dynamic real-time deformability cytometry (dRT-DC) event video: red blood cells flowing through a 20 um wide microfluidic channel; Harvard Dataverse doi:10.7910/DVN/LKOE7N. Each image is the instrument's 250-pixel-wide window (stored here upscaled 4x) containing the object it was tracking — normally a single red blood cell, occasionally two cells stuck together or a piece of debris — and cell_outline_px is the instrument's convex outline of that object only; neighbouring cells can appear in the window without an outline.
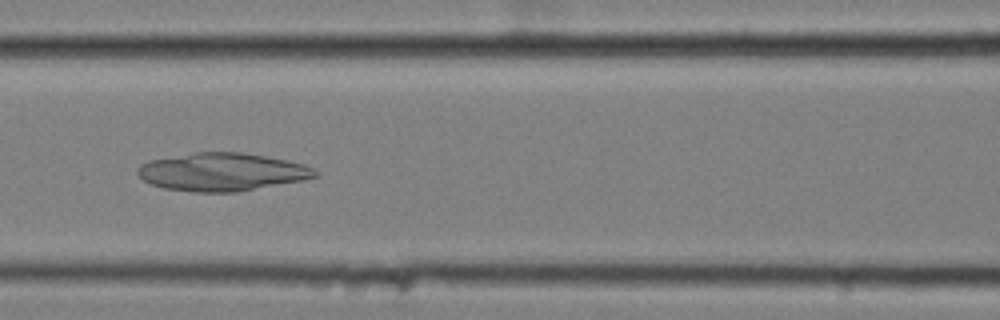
{"species": "common noctule bat (a hibernating species)", "species_latin": "Nyctalus noctula", "temperature_condition": "cold", "stored_images_in_passage": 48, "camera_frame_rate_fps": 3000, "um_per_image_px": 0.085, "animal": {"sex": "female", "body_mass_g": 25.1}, "frame": {"image": 1, "passage_image": 17, "time_ms": 5.333, "image_size_px": [1000, 320], "cell_outline_px": [[320, 176], [304, 180], [236, 192], [192, 192], [164, 188], [152, 184], [144, 180], [136, 172], [136, 168], [140, 164], [152, 160], [196, 152], [244, 152], [304, 164], [320, 172]], "centroid_in_image_um": [18.9, 14.62], "position_along_channel_um": 147.7, "area_um2": 39.19}}
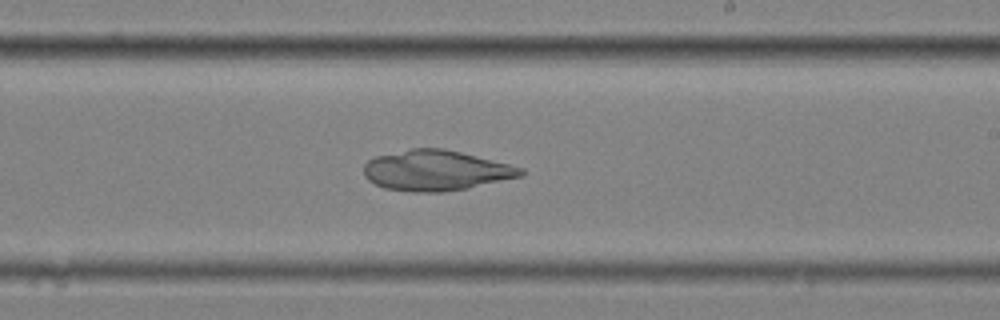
{"frame": {"image": 2, "passage_image": 26, "time_ms": 8.333, "image_size_px": [1000, 320], "cell_outline_px": [[524, 176], [468, 188], [444, 192], [412, 192], [384, 188], [368, 180], [364, 176], [364, 164], [368, 160], [376, 156], [412, 148], [444, 148], [524, 168]], "centroid_in_image_um": [37.05, 14.5], "position_along_channel_um": 251.9, "area_um2": 36.93}}
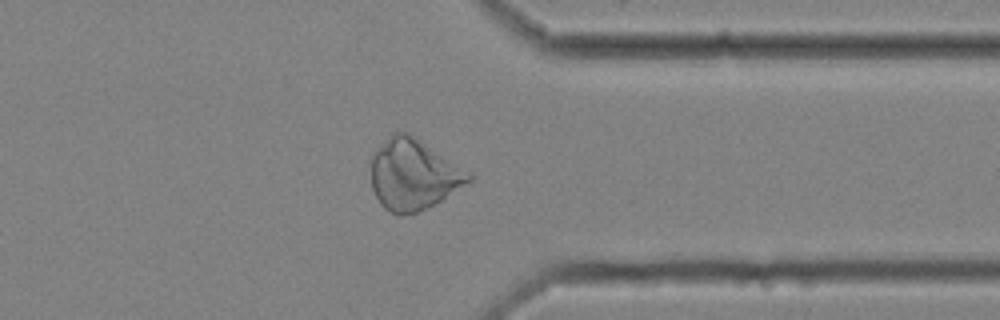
{"frame": {"image": 3, "passage_image": 37, "time_ms": 12.0, "image_size_px": [1000, 320], "cell_outline_px": [[472, 180], [440, 200], [416, 212], [400, 216], [384, 208], [380, 204], [372, 188], [372, 156], [388, 136], [396, 128], [408, 132], [472, 176]], "centroid_in_image_um": [35.06, 14.83], "position_along_channel_um": 376.3, "area_um2": 39.19}}